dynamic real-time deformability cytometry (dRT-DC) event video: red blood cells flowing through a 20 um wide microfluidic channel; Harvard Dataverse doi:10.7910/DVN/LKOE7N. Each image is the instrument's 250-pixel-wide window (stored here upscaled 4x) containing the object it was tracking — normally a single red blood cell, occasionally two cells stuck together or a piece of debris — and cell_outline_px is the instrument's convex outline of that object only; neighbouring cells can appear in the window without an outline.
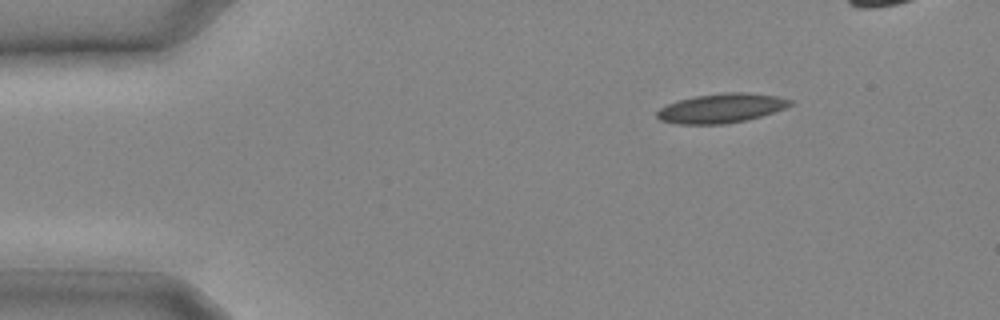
{"species": "common noctule bat (a hibernating species)", "species_latin": "Nyctalus noctula", "temperature_condition": "cold", "stored_images_in_passage": 7, "camera_frame_rate_fps": 3000, "um_per_image_px": 0.085, "animal": {"sex": "male", "body_mass_g": 20.4}, "frame": {"image": 1, "passage_image": 1, "time_ms": 0.0, "image_size_px": [1000, 320], "cell_outline_px": [[792, 104], [784, 108], [748, 120], [724, 124], [676, 124], [660, 120], [656, 116], [656, 112], [660, 108], [668, 104], [680, 100], [696, 96], [724, 92], [748, 92], [776, 96], [792, 100]], "centroid_in_image_um": [61.29, 9.2], "position_along_channel_um": 23.7, "area_um2": 22.66}}
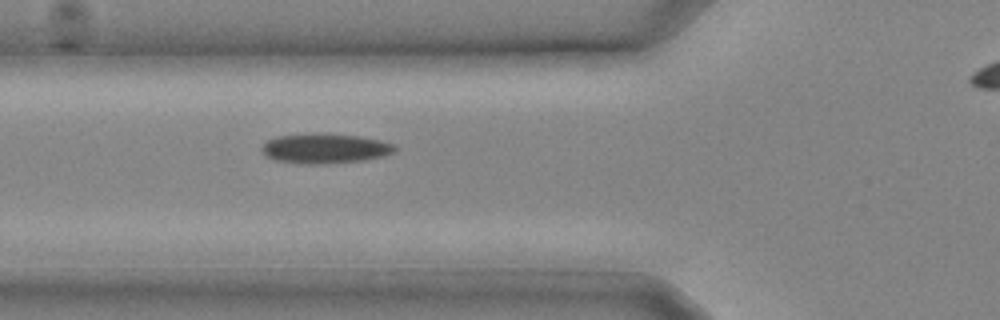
{"frame": {"image": 2, "passage_image": 7, "time_ms": 2.0, "image_size_px": [1000, 320], "cell_outline_px": [[400, 148], [396, 152], [364, 160], [324, 164], [300, 164], [276, 160], [268, 156], [260, 148], [268, 140], [276, 136], [360, 136], [380, 140], [396, 144]], "centroid_in_image_um": [27.71, 12.67], "position_along_channel_um": 98.1, "area_um2": 22.25}}